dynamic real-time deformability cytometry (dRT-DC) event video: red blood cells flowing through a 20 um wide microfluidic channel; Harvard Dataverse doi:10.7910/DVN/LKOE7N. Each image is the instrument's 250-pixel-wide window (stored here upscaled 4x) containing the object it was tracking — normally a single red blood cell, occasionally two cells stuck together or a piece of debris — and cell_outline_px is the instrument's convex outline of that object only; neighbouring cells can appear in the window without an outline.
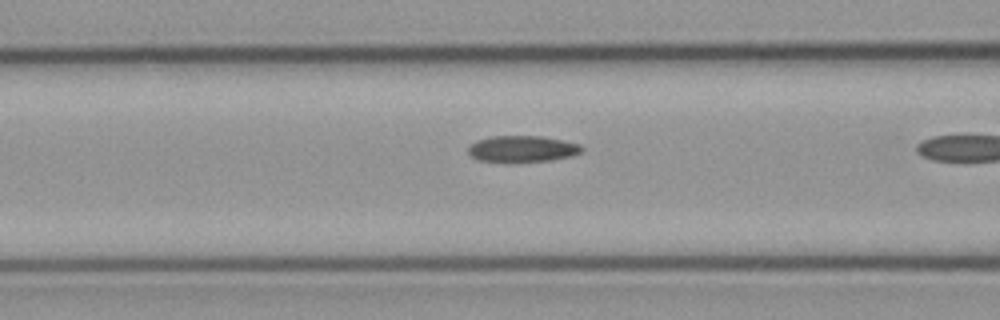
{"species": "common noctule bat (a hibernating species)", "species_latin": "Nyctalus noctula", "temperature_condition": "cold", "stored_images_in_passage": 20, "camera_frame_rate_fps": 3000, "um_per_image_px": 0.085, "animal": {"sex": "male", "body_mass_g": 23.1, "forearm_length_mm": 52.7}, "frame": {"image": 1, "passage_image": 19, "time_ms": 6.0, "image_size_px": [1000, 320], "cell_outline_px": [[584, 152], [572, 156], [548, 160], [480, 160], [472, 156], [468, 152], [468, 148], [476, 140], [492, 136], [544, 136], [580, 144], [584, 148]], "centroid_in_image_um": [44.46, 12.61], "position_along_channel_um": 122.1, "area_um2": 16.94}}